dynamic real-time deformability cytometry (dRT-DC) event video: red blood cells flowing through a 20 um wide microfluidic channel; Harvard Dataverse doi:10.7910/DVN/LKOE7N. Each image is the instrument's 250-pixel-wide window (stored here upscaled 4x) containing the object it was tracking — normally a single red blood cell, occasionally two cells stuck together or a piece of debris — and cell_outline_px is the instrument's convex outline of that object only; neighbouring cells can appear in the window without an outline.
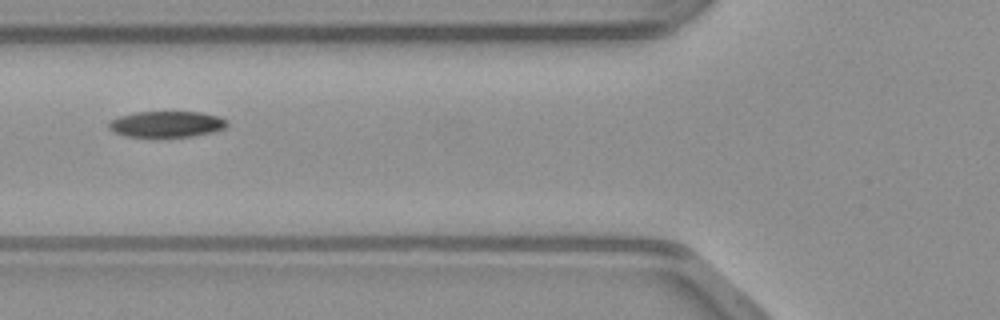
{"species": "common noctule bat (a hibernating species)", "species_latin": "Nyctalus noctula", "temperature_condition": "warm", "stored_images_in_passage": 29, "camera_frame_rate_fps": 3000, "um_per_image_px": 0.085, "animal": {"sex": "male", "body_mass_g": 23.1, "forearm_length_mm": 52.7}, "frame": {"image": 1, "passage_image": 5, "time_ms": 1.333, "image_size_px": [1000, 320], "cell_outline_px": [[228, 124], [224, 128], [212, 132], [192, 136], [156, 140], [152, 140], [124, 136], [108, 128], [108, 120], [120, 116], [136, 112], [200, 112], [220, 116], [228, 120]], "centroid_in_image_um": [14.12, 10.6], "position_along_channel_um": 111.7, "area_um2": 18.9}}
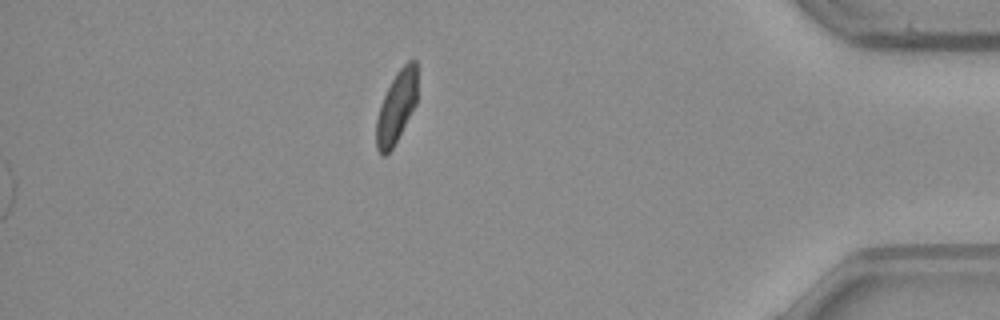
{"frame": {"image": 2, "passage_image": 29, "time_ms": 9.333, "image_size_px": [1000, 320], "cell_outline_px": [[416, 104], [392, 148], [384, 156], [376, 148], [376, 120], [380, 104], [396, 72], [408, 60], [416, 60]], "centroid_in_image_um": [33.68, 9.09], "position_along_channel_um": 401.5, "area_um2": 16.82}}